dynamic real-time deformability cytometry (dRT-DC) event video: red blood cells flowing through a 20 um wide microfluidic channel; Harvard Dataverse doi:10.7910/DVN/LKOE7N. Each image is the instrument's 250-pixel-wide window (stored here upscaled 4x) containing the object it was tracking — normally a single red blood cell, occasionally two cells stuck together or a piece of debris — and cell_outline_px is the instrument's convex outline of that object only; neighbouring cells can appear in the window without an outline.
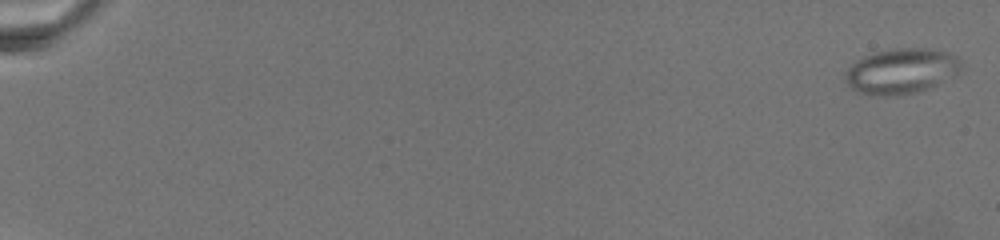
{"species": "common noctule bat (a hibernating species)", "species_latin": "Nyctalus noctula", "temperature_condition": "warm", "stored_images_in_passage": 31, "segment_of_instrument_passage": [1, 2], "camera_frame_rate_fps": 3000, "um_per_image_px": 0.085, "animal": {"sex": "female", "body_mass_g": 19.5, "forearm_length_mm": 54.1}, "frame": {"image": 1, "passage_image": 1, "time_ms": 0.0, "image_size_px": [1000, 240], "cell_outline_px": [[960, 68], [956, 76], [936, 84], [924, 88], [908, 92], [860, 92], [852, 88], [848, 84], [844, 76], [848, 68], [852, 64], [864, 56], [876, 52], [892, 48], [924, 48], [944, 52], [956, 56], [960, 60]], "centroid_in_image_um": [76.63, 5.97], "position_along_channel_um": 8.4, "area_um2": 29.07}}
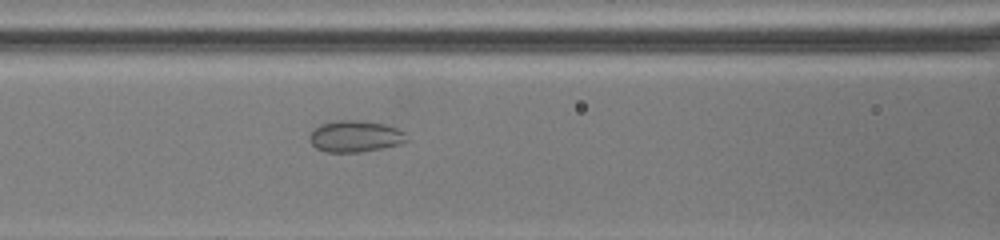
{"frame": {"image": 2, "passage_image": 15, "time_ms": 12.0, "image_size_px": [1000, 240], "cell_outline_px": [[408, 140], [404, 144], [384, 148], [360, 152], [324, 152], [316, 148], [308, 140], [308, 136], [320, 124], [332, 120], [364, 120], [384, 124], [396, 128], [404, 132]], "centroid_in_image_um": [30.19, 11.59], "position_along_channel_um": 136.4, "area_um2": 18.15}}
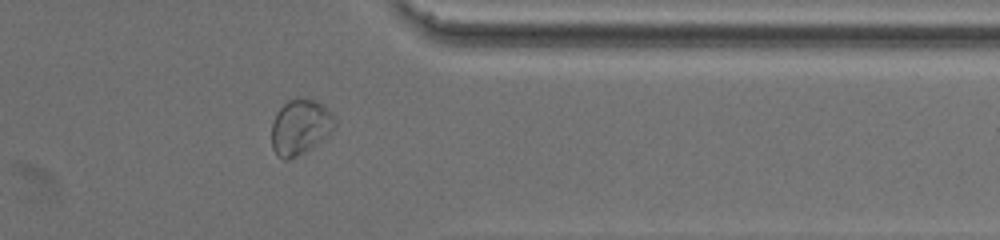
{"frame": {"image": 3, "passage_image": 25, "time_ms": 21.0, "image_size_px": [1000, 240], "cell_outline_px": [[336, 128], [328, 136], [304, 152], [288, 160], [284, 160], [276, 156], [272, 148], [272, 120], [276, 112], [288, 100], [296, 96], [316, 100], [324, 104], [332, 112], [336, 120]], "centroid_in_image_um": [25.54, 10.76], "position_along_channel_um": 385.9, "area_um2": 20.92}}